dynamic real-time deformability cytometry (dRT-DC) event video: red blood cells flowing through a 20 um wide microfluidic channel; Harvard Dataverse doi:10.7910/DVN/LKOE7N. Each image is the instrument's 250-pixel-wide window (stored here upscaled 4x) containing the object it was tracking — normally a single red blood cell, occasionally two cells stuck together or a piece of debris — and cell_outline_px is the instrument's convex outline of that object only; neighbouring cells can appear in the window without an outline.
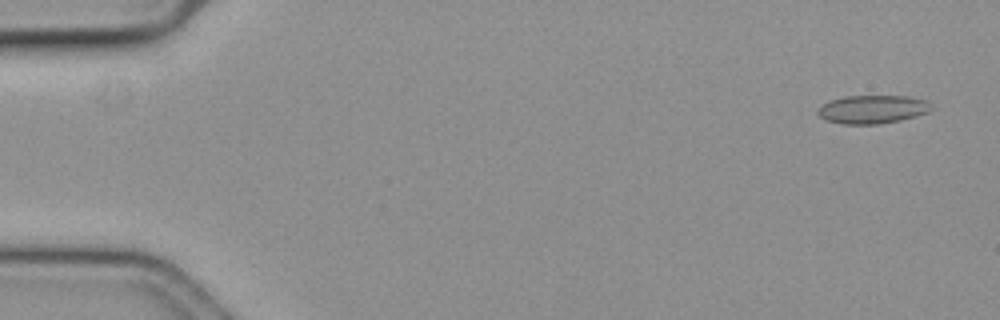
{"species": "common noctule bat (a hibernating species)", "species_latin": "Nyctalus noctula", "temperature_condition": "cold", "stored_images_in_passage": 55, "camera_frame_rate_fps": 3000, "um_per_image_px": 0.085, "animal": {"sex": "female", "body_mass_g": 19.3, "forearm_length_mm": 54.1}, "frame": {"image": 1, "passage_image": 1, "time_ms": 0.0, "image_size_px": [1000, 320], "cell_outline_px": [[932, 108], [928, 112], [916, 116], [900, 120], [880, 124], [840, 124], [824, 120], [816, 112], [820, 104], [828, 100], [844, 96], [908, 96], [928, 100]], "centroid_in_image_um": [74.12, 9.29], "position_along_channel_um": 10.9, "area_um2": 19.07}}
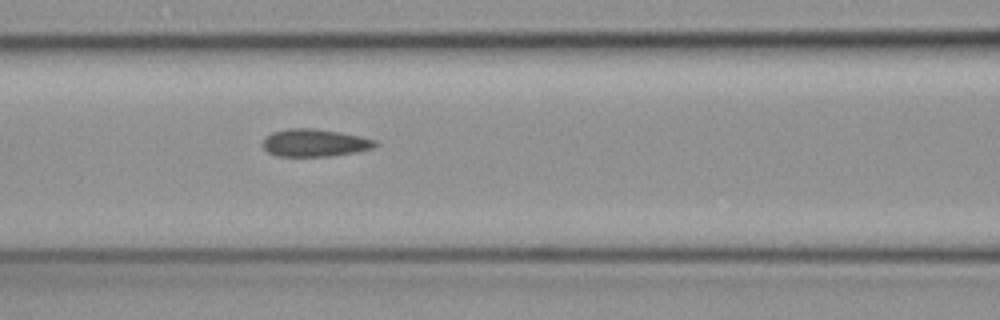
{"frame": {"image": 2, "passage_image": 23, "time_ms": 7.333, "image_size_px": [1000, 320], "cell_outline_px": [[380, 144], [372, 148], [332, 156], [276, 156], [268, 152], [264, 148], [264, 140], [272, 132], [288, 128], [316, 128], [340, 132], [360, 136], [376, 140]], "centroid_in_image_um": [26.77, 12.13], "position_along_channel_um": 139.8, "area_um2": 17.98}}
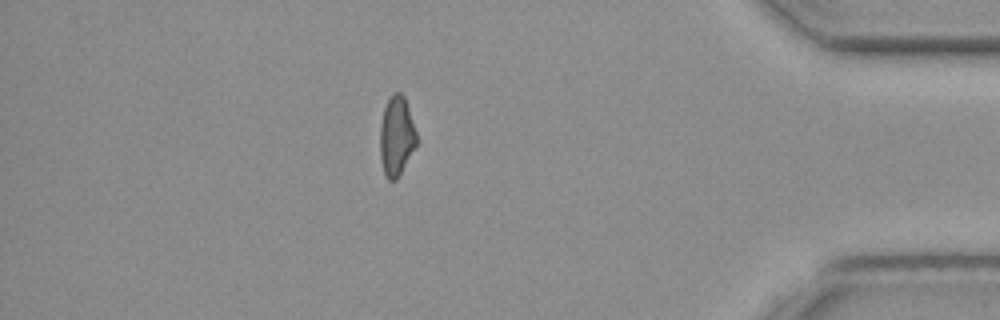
{"frame": {"image": 3, "passage_image": 48, "time_ms": 15.667, "image_size_px": [1000, 320], "cell_outline_px": [[416, 144], [396, 180], [388, 180], [384, 176], [380, 156], [380, 124], [384, 108], [392, 92], [400, 92], [404, 96], [416, 132]], "centroid_in_image_um": [33.67, 11.56], "position_along_channel_um": 401.5, "area_um2": 16.7}, "authors_computed_cell_mechanics": {"area_um2": 17.8024, "velocity_mm_per_s": 3.6421, "shape_relaxation_time_tau1_ms": null, "shape_relaxation_time_tau2_ms": 6.0364, "deformation_change_tau1": null, "deformation_change_tau2": 0.1089}}